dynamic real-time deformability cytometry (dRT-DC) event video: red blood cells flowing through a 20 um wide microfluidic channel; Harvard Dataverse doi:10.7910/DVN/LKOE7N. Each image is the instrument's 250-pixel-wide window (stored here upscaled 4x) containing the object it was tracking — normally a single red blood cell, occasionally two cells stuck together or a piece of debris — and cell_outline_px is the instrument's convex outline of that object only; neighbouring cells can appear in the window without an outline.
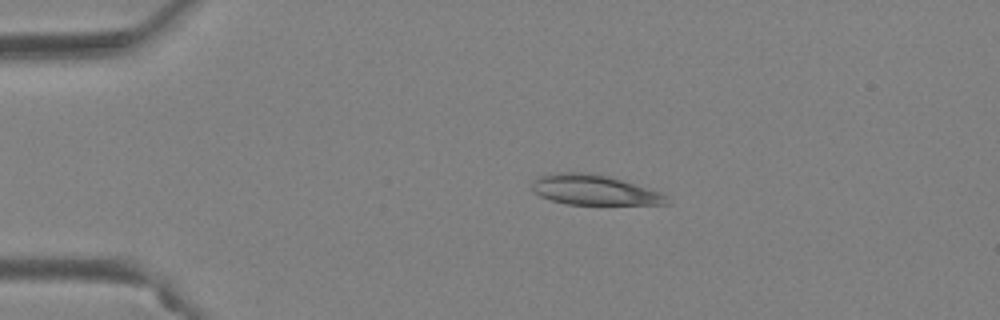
{"species": "Egyptian fruit bat (a non-hibernating species)", "species_latin": "Rousettus aegyptiacus", "temperature_condition": "warm", "stored_images_in_passage": 41, "camera_frame_rate_fps": 3000, "um_per_image_px": 0.085, "animal": {"sex": "female"}, "frame": {"image": 1, "passage_image": 9, "time_ms": 2.667, "image_size_px": [1000, 320], "cell_outline_px": [[672, 204], [568, 204], [552, 200], [540, 196], [532, 192], [532, 184], [540, 176], [560, 172], [584, 172], [608, 176], [660, 192], [668, 196]], "centroid_in_image_um": [50.52, 16.15], "position_along_channel_um": 34.5, "area_um2": 23.35}}
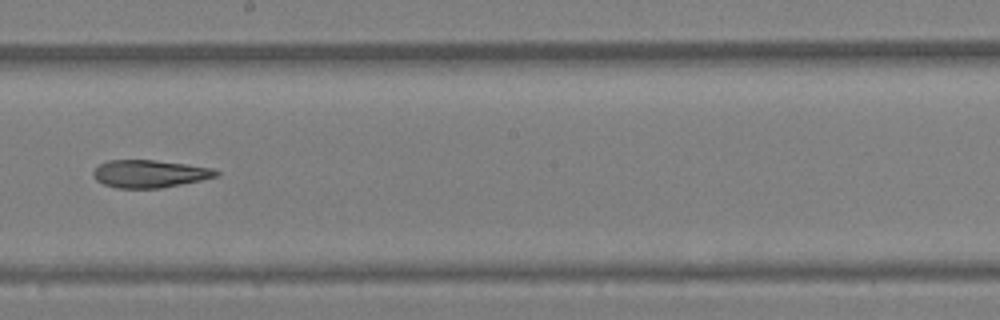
{"frame": {"image": 2, "passage_image": 27, "time_ms": 8.667, "image_size_px": [1000, 320], "cell_outline_px": [[220, 172], [216, 176], [200, 180], [160, 188], [116, 188], [104, 184], [96, 180], [92, 176], [92, 172], [100, 164], [108, 160], [156, 160], [212, 168]], "centroid_in_image_um": [12.67, 14.77], "position_along_channel_um": 235.5, "area_um2": 19.59}}
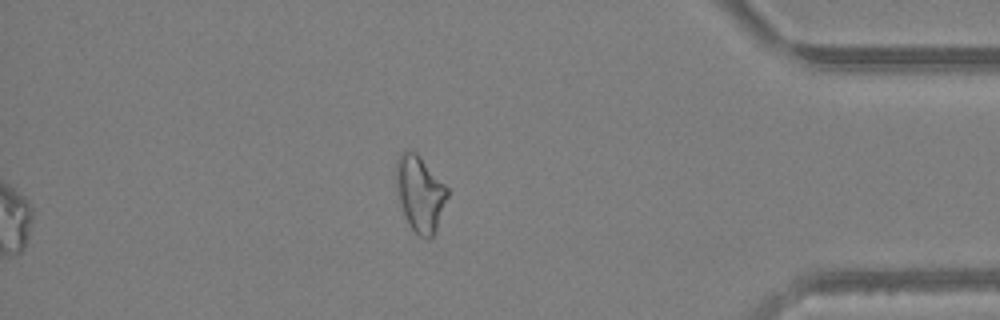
{"frame": {"image": 3, "passage_image": 41, "time_ms": 13.333, "image_size_px": [1000, 320], "cell_outline_px": [[448, 196], [436, 232], [428, 240], [424, 240], [412, 228], [404, 212], [400, 200], [396, 184], [396, 160], [400, 152], [416, 152], [448, 188]], "centroid_in_image_um": [35.72, 16.47], "position_along_channel_um": 399.5, "area_um2": 22.25}, "authors_computed_cell_mechanics": {"area_um2": 21.675, "velocity_mm_per_s": 4.2089, "shape_relaxation_time_tau1_ms": null, "shape_relaxation_time_tau2_ms": 3.4873, "deformation_change_tau1": null, "deformation_change_tau2": 0.1269}}